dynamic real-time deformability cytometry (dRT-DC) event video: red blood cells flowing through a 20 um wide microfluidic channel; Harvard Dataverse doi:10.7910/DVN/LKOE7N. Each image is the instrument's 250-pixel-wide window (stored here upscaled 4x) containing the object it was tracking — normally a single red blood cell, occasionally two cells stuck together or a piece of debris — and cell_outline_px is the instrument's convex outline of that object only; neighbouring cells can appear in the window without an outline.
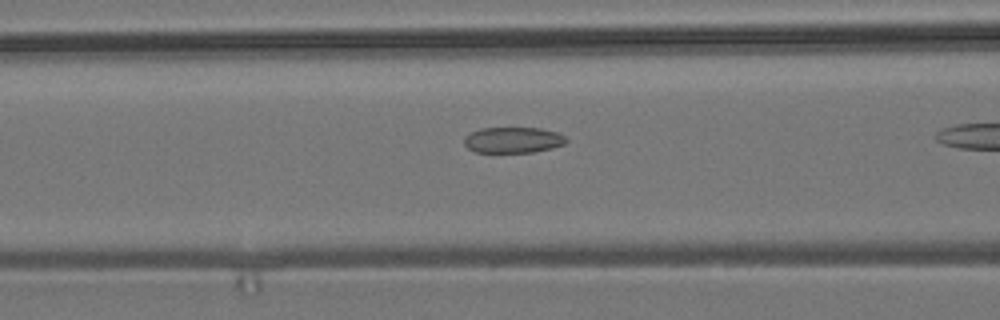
{"species": "common noctule bat (a hibernating species)", "species_latin": "Nyctalus noctula", "temperature_condition": "room temperature", "stored_images_in_passage": 26, "camera_frame_rate_fps": 3000, "um_per_image_px": 0.085, "animal": {"sex": "male", "body_mass_g": 19.2, "forearm_length_mm": 51.8}, "frame": {"image": 1, "passage_image": 12, "time_ms": 3.667, "image_size_px": [1000, 320], "cell_outline_px": [[568, 140], [564, 144], [552, 148], [532, 152], [476, 152], [468, 148], [464, 144], [464, 136], [480, 128], [540, 128], [556, 132], [564, 136]], "centroid_in_image_um": [43.6, 11.9], "position_along_channel_um": 123.0, "area_um2": 15.32}}
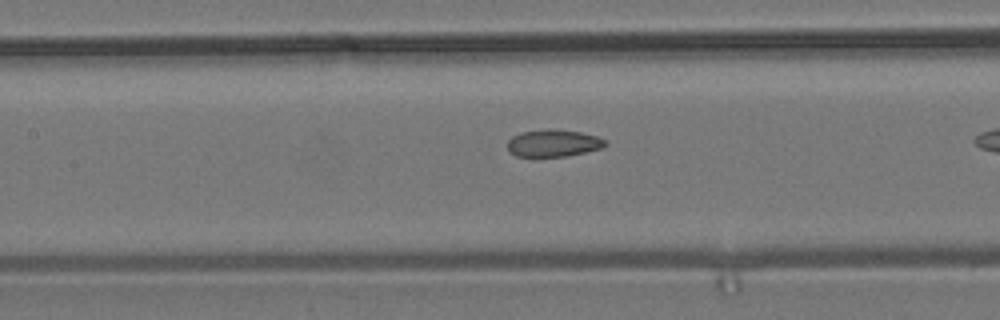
{"frame": {"image": 2, "passage_image": 15, "time_ms": 4.667, "image_size_px": [1000, 320], "cell_outline_px": [[608, 144], [604, 148], [564, 156], [516, 156], [508, 152], [508, 140], [512, 136], [520, 132], [580, 132], [596, 136], [608, 140]], "centroid_in_image_um": [47.06, 12.22], "position_along_channel_um": 160.3, "area_um2": 14.74}}
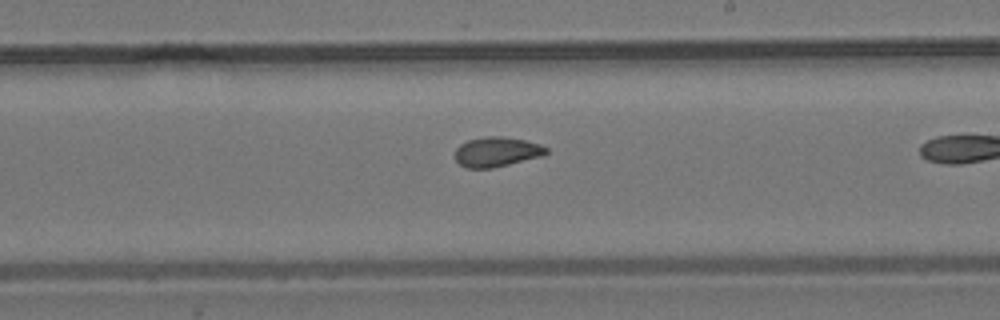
{"frame": {"image": 3, "passage_image": 22, "time_ms": 7.0, "image_size_px": [1000, 320], "cell_outline_px": [[548, 152], [544, 156], [492, 168], [468, 168], [460, 164], [456, 160], [456, 148], [460, 144], [468, 140], [484, 136], [504, 136], [524, 140], [540, 144], [548, 148]], "centroid_in_image_um": [42.25, 12.9], "position_along_channel_um": 246.8, "area_um2": 15.9}}